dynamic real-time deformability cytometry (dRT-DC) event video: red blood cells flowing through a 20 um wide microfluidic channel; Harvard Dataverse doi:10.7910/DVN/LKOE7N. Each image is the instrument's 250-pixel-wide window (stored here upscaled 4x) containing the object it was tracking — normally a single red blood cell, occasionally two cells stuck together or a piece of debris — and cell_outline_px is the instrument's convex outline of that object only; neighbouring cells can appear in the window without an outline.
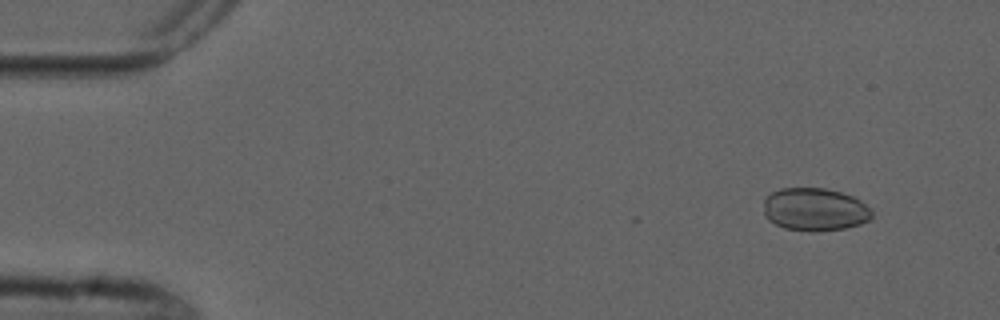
{"species": "common noctule bat (a hibernating species)", "species_latin": "Nyctalus noctula", "temperature_condition": "cold", "stored_images_in_passage": 5, "camera_frame_rate_fps": 3000, "um_per_image_px": 0.085, "animal": {"sex": "male", "forearm_length_mm": 52.5}, "frame": {"image": 1, "passage_image": 2, "time_ms": 1.0, "image_size_px": [1000, 320], "cell_outline_px": [[872, 216], [868, 220], [860, 224], [844, 228], [812, 232], [784, 228], [768, 220], [764, 216], [764, 196], [780, 188], [824, 188], [840, 192], [852, 196], [860, 200], [872, 208]], "centroid_in_image_um": [69.24, 17.8], "position_along_channel_um": 15.8, "area_um2": 27.28}}